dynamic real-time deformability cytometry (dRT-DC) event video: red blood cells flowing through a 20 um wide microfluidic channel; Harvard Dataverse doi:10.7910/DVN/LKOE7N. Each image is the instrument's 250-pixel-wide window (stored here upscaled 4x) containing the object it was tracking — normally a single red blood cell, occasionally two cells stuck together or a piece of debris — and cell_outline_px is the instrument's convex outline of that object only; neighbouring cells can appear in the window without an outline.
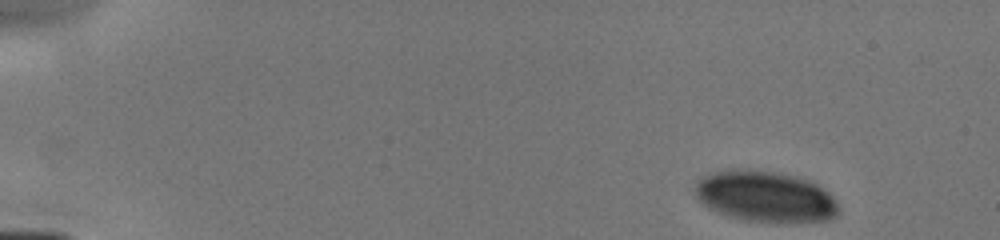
{"species": "human", "species_latin": "Homo sapiens", "temperature_condition": "cold", "stored_images_in_passage": 14, "camera_frame_rate_fps": 3000, "um_per_image_px": 0.085, "donor": {"sex": "male"}, "frame": {"image": 1, "passage_image": 1, "time_ms": 0.0, "image_size_px": [1000, 240], "cell_outline_px": [[840, 212], [832, 220], [780, 224], [744, 220], [728, 216], [716, 212], [708, 208], [696, 196], [696, 180], [712, 172], [732, 168], [736, 168], [772, 172], [796, 176], [808, 180], [816, 184], [828, 192], [836, 200], [840, 208]], "centroid_in_image_um": [65.08, 16.74], "position_along_channel_um": 19.9, "area_um2": 43.41}}
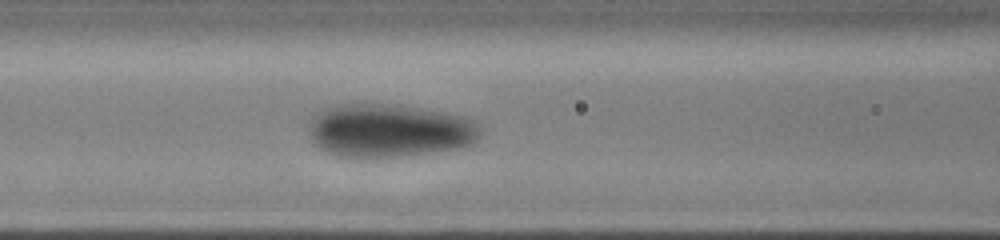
{"frame": {"image": 2, "passage_image": 10, "time_ms": 5.667, "image_size_px": [1000, 240], "cell_outline_px": [[480, 132], [476, 140], [468, 144], [456, 148], [400, 156], [340, 156], [328, 152], [320, 148], [312, 140], [308, 128], [312, 116], [324, 108], [340, 104], [396, 104], [424, 108], [464, 116], [480, 124]], "centroid_in_image_um": [33.07, 11.06], "position_along_channel_um": 133.5, "area_um2": 52.89}}
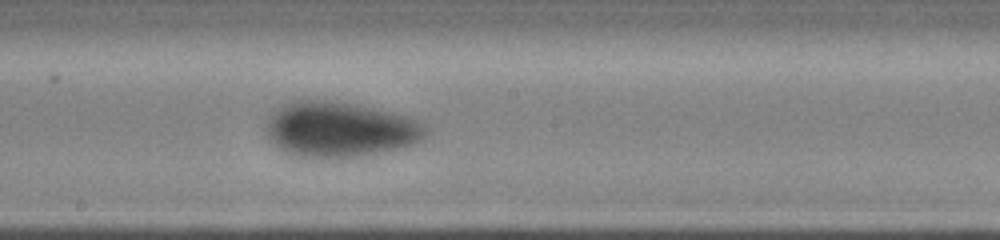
{"frame": {"image": 3, "passage_image": 14, "time_ms": 7.667, "image_size_px": [1000, 240], "cell_outline_px": [[428, 128], [424, 136], [420, 140], [396, 148], [356, 156], [300, 156], [288, 152], [280, 148], [268, 136], [264, 128], [272, 112], [284, 104], [296, 100], [324, 100], [356, 104], [392, 112], [420, 120]], "centroid_in_image_um": [28.88, 10.95], "position_along_channel_um": 219.3, "area_um2": 50.29}}